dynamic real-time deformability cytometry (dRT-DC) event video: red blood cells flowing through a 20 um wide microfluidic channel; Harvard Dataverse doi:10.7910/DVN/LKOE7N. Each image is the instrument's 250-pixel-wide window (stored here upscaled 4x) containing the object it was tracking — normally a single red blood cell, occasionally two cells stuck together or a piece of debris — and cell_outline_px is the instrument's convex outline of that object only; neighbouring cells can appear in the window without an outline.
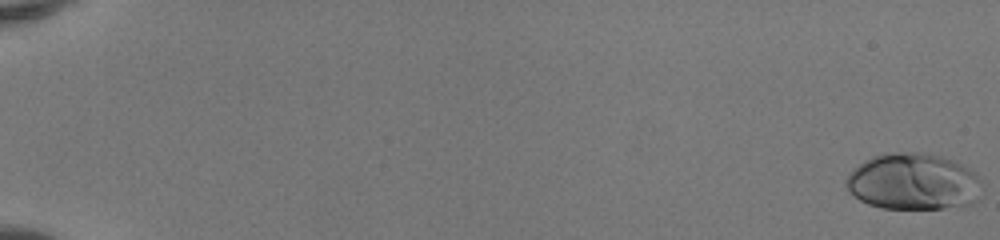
{"species": "human", "species_latin": "Homo sapiens", "temperature_condition": "room temperature", "stored_images_in_passage": 52, "camera_frame_rate_fps": 3000, "um_per_image_px": 0.085, "donor": {"sex": "female"}, "frame": {"image": 1, "passage_image": 1, "time_ms": 0.0, "image_size_px": [1000, 240], "cell_outline_px": [[976, 200], [972, 204], [944, 208], [884, 208], [868, 204], [860, 200], [844, 184], [844, 180], [848, 172], [864, 160], [872, 156], [888, 152], [920, 152], [940, 156], [952, 160], [976, 172]], "centroid_in_image_um": [77.54, 15.42], "position_along_channel_um": 7.5, "area_um2": 44.27}}
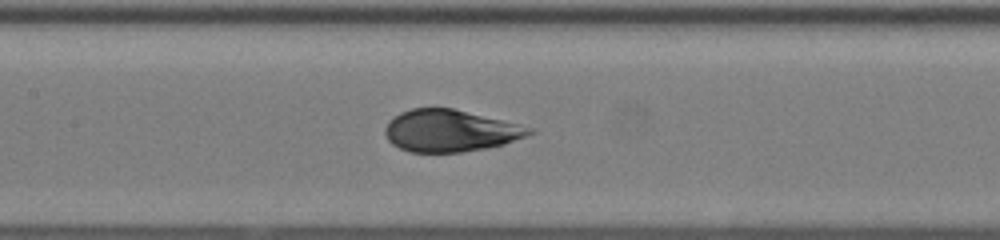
{"frame": {"image": 2, "passage_image": 28, "time_ms": 9.0, "image_size_px": [1000, 240], "cell_outline_px": [[536, 132], [528, 136], [504, 144], [488, 148], [460, 152], [408, 152], [392, 144], [388, 140], [384, 132], [384, 128], [388, 120], [400, 112], [412, 108], [452, 108], [532, 128]], "centroid_in_image_um": [38.22, 11.12], "position_along_channel_um": 169.2, "area_um2": 35.14}}
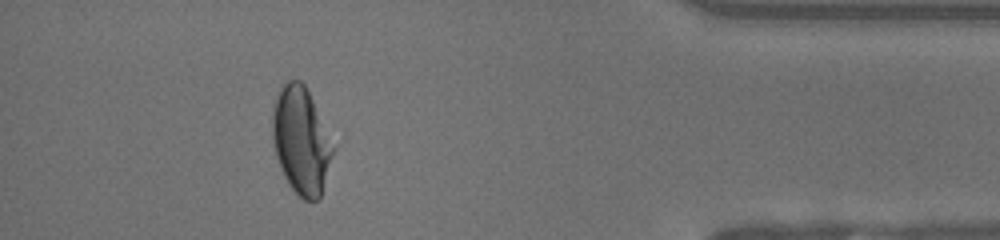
{"frame": {"image": 3, "passage_image": 48, "time_ms": 15.667, "image_size_px": [1000, 240], "cell_outline_px": [[336, 148], [320, 196], [316, 200], [304, 200], [288, 184], [284, 176], [276, 156], [272, 140], [272, 104], [276, 92], [288, 80], [300, 80], [304, 84]], "centroid_in_image_um": [25.58, 11.93], "position_along_channel_um": 409.6, "area_um2": 37.8}, "authors_computed_cell_mechanics": {"area_um2": 37.7434, "velocity_mm_per_s": 4.1371, "shape_relaxation_time_tau1_ms": 4.7793, "shape_relaxation_time_tau2_ms": null, "deformation_change_tau1": 0.1901, "deformation_change_tau2": null}}